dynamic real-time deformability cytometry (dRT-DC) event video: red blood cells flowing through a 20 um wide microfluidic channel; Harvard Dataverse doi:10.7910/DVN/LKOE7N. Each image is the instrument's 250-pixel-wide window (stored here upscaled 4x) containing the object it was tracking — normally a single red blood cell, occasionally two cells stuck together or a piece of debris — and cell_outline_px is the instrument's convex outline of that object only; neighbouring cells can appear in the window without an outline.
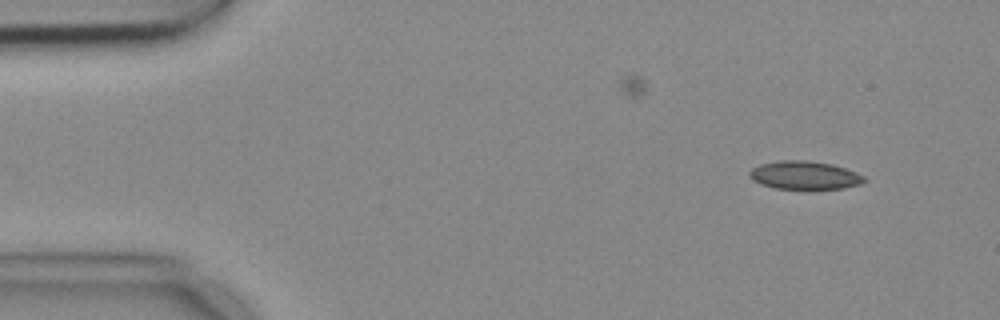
{"species": "common noctule bat (a hibernating species)", "species_latin": "Nyctalus noctula", "temperature_condition": "cold", "stored_images_in_passage": 7, "camera_frame_rate_fps": 3000, "um_per_image_px": 0.085, "animal": {"sex": "female", "body_mass_g": 18.4}, "frame": {"image": 1, "passage_image": 1, "time_ms": 0.0, "image_size_px": [1000, 320], "cell_outline_px": [[868, 180], [860, 184], [844, 188], [808, 192], [776, 188], [752, 180], [748, 176], [748, 172], [752, 168], [760, 164], [780, 160], [808, 160], [832, 164], [856, 172], [864, 176]], "centroid_in_image_um": [68.41, 14.94], "position_along_channel_um": 16.6, "area_um2": 19.71}}
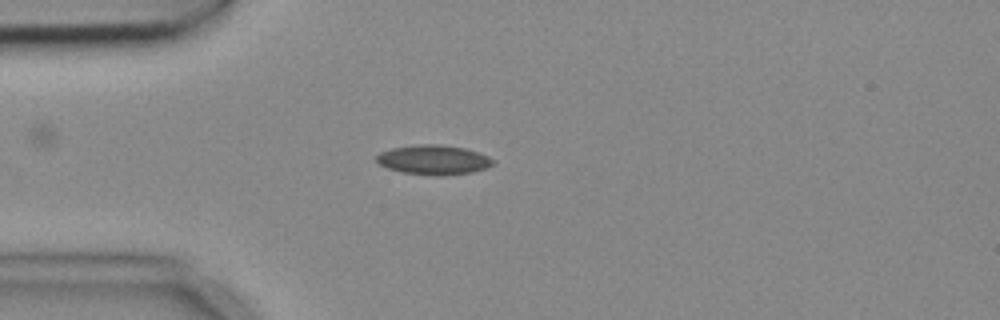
{"frame": {"image": 2, "passage_image": 3, "time_ms": 0.667, "image_size_px": [1000, 320], "cell_outline_px": [[492, 164], [484, 168], [472, 172], [404, 172], [388, 168], [380, 164], [376, 160], [376, 156], [380, 152], [392, 148], [420, 144], [440, 144], [464, 148], [480, 152], [488, 156], [492, 160]], "centroid_in_image_um": [36.82, 13.51], "position_along_channel_um": 48.2, "area_um2": 18.84}}
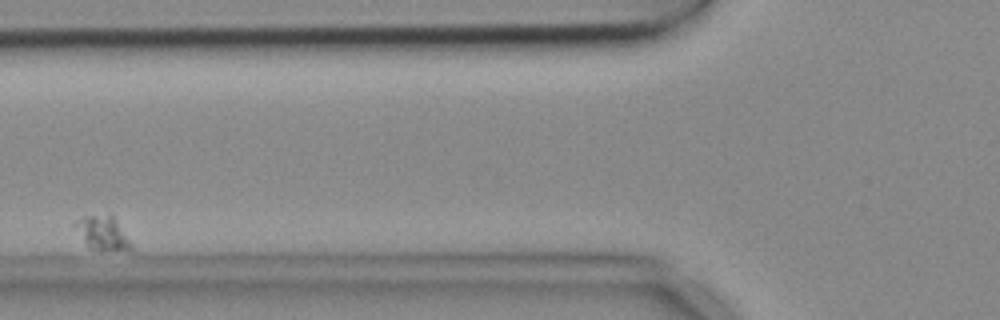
{"frame": {"image": 3, "passage_image": 6, "time_ms": 1.667, "image_size_px": [1000, 320], "cell_outline_px": [[136, 248], [88, 248], [72, 224], [80, 216], [108, 212], [116, 220]], "centroid_in_image_um": [8.66, 19.71], "position_along_channel_um": 117.1, "area_um2": 10.98}}